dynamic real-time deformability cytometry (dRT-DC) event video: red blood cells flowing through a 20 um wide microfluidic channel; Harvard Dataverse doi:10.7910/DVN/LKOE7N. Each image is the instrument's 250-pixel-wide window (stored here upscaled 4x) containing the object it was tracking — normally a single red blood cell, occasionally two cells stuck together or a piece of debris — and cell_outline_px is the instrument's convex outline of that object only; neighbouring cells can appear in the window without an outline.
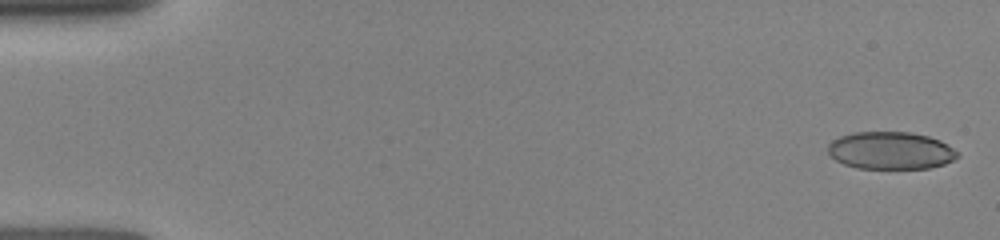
{"species": "human", "species_latin": "Homo sapiens", "temperature_condition": "room temperature", "stored_images_in_passage": 7, "camera_frame_rate_fps": 3000, "um_per_image_px": 0.085, "donor": {"sex": "female"}, "frame": {"image": 1, "passage_image": 1, "time_ms": 0.0, "image_size_px": [1000, 240], "cell_outline_px": [[960, 156], [944, 164], [928, 168], [856, 168], [844, 164], [836, 160], [828, 152], [828, 144], [832, 140], [840, 136], [856, 132], [912, 132], [928, 136], [940, 140], [960, 152]], "centroid_in_image_um": [75.72, 12.79], "position_along_channel_um": 9.3, "area_um2": 28.32}}
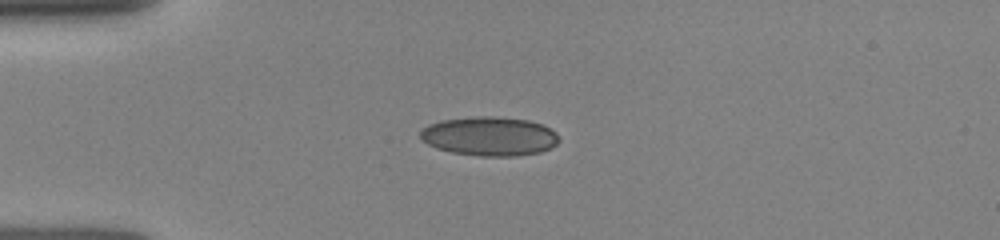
{"frame": {"image": 2, "passage_image": 5, "time_ms": 3.667, "image_size_px": [1000, 240], "cell_outline_px": [[560, 140], [552, 148], [540, 152], [516, 156], [480, 156], [452, 152], [436, 148], [420, 140], [420, 132], [428, 124], [440, 120], [476, 116], [492, 116], [528, 120], [540, 124], [556, 132], [560, 136]], "centroid_in_image_um": [41.6, 11.58], "position_along_channel_um": 43.4, "area_um2": 31.73}}
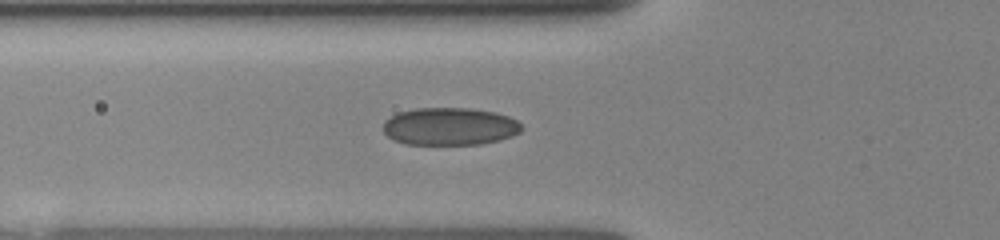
{"frame": {"image": 3, "passage_image": 7, "time_ms": 5.333, "image_size_px": [1000, 240], "cell_outline_px": [[520, 132], [512, 136], [500, 140], [480, 144], [404, 144], [388, 136], [380, 128], [384, 120], [400, 112], [416, 108], [468, 108], [496, 112], [508, 116], [516, 120], [520, 124]], "centroid_in_image_um": [38.2, 10.74], "position_along_channel_um": 87.6, "area_um2": 30.35}}